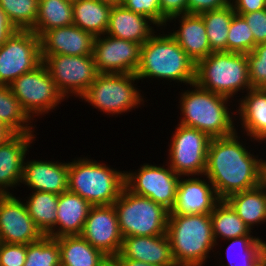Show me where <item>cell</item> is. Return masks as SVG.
<instances>
[{"label": "cell", "instance_id": "obj_1", "mask_svg": "<svg viewBox=\"0 0 266 266\" xmlns=\"http://www.w3.org/2000/svg\"><path fill=\"white\" fill-rule=\"evenodd\" d=\"M238 139L235 132L212 138L209 143L204 176L212 183L220 200L261 184L264 160L248 152Z\"/></svg>", "mask_w": 266, "mask_h": 266}, {"label": "cell", "instance_id": "obj_2", "mask_svg": "<svg viewBox=\"0 0 266 266\" xmlns=\"http://www.w3.org/2000/svg\"><path fill=\"white\" fill-rule=\"evenodd\" d=\"M196 63L170 35L153 34L140 47L137 78L167 79L191 85L195 82Z\"/></svg>", "mask_w": 266, "mask_h": 266}, {"label": "cell", "instance_id": "obj_3", "mask_svg": "<svg viewBox=\"0 0 266 266\" xmlns=\"http://www.w3.org/2000/svg\"><path fill=\"white\" fill-rule=\"evenodd\" d=\"M192 91H184L180 100L181 125L196 128L211 139L234 134V120L227 107L228 97L201 88L195 82Z\"/></svg>", "mask_w": 266, "mask_h": 266}, {"label": "cell", "instance_id": "obj_4", "mask_svg": "<svg viewBox=\"0 0 266 266\" xmlns=\"http://www.w3.org/2000/svg\"><path fill=\"white\" fill-rule=\"evenodd\" d=\"M166 234L173 258L179 264L202 266L216 245L210 213L169 214Z\"/></svg>", "mask_w": 266, "mask_h": 266}, {"label": "cell", "instance_id": "obj_5", "mask_svg": "<svg viewBox=\"0 0 266 266\" xmlns=\"http://www.w3.org/2000/svg\"><path fill=\"white\" fill-rule=\"evenodd\" d=\"M125 186V171H116L88 158L69 162L68 191L92 206L112 205Z\"/></svg>", "mask_w": 266, "mask_h": 266}, {"label": "cell", "instance_id": "obj_6", "mask_svg": "<svg viewBox=\"0 0 266 266\" xmlns=\"http://www.w3.org/2000/svg\"><path fill=\"white\" fill-rule=\"evenodd\" d=\"M195 83L228 98L252 86L248 76L247 54L228 51L212 52L196 63Z\"/></svg>", "mask_w": 266, "mask_h": 266}, {"label": "cell", "instance_id": "obj_7", "mask_svg": "<svg viewBox=\"0 0 266 266\" xmlns=\"http://www.w3.org/2000/svg\"><path fill=\"white\" fill-rule=\"evenodd\" d=\"M122 237L166 234L169 210L126 186L113 204Z\"/></svg>", "mask_w": 266, "mask_h": 266}, {"label": "cell", "instance_id": "obj_8", "mask_svg": "<svg viewBox=\"0 0 266 266\" xmlns=\"http://www.w3.org/2000/svg\"><path fill=\"white\" fill-rule=\"evenodd\" d=\"M135 80H139L135 73H98L80 98L109 115L121 114L143 101L140 92L133 86Z\"/></svg>", "mask_w": 266, "mask_h": 266}, {"label": "cell", "instance_id": "obj_9", "mask_svg": "<svg viewBox=\"0 0 266 266\" xmlns=\"http://www.w3.org/2000/svg\"><path fill=\"white\" fill-rule=\"evenodd\" d=\"M8 86L30 119L34 114L38 116L54 110L65 99L43 62Z\"/></svg>", "mask_w": 266, "mask_h": 266}, {"label": "cell", "instance_id": "obj_10", "mask_svg": "<svg viewBox=\"0 0 266 266\" xmlns=\"http://www.w3.org/2000/svg\"><path fill=\"white\" fill-rule=\"evenodd\" d=\"M169 149V164L179 176L203 175L206 170L208 147L211 138L197 130L177 125Z\"/></svg>", "mask_w": 266, "mask_h": 266}, {"label": "cell", "instance_id": "obj_11", "mask_svg": "<svg viewBox=\"0 0 266 266\" xmlns=\"http://www.w3.org/2000/svg\"><path fill=\"white\" fill-rule=\"evenodd\" d=\"M41 59L64 98L69 93L80 98L98 74L93 55H41Z\"/></svg>", "mask_w": 266, "mask_h": 266}, {"label": "cell", "instance_id": "obj_12", "mask_svg": "<svg viewBox=\"0 0 266 266\" xmlns=\"http://www.w3.org/2000/svg\"><path fill=\"white\" fill-rule=\"evenodd\" d=\"M42 62L40 37L31 30H15L0 47V85H9Z\"/></svg>", "mask_w": 266, "mask_h": 266}, {"label": "cell", "instance_id": "obj_13", "mask_svg": "<svg viewBox=\"0 0 266 266\" xmlns=\"http://www.w3.org/2000/svg\"><path fill=\"white\" fill-rule=\"evenodd\" d=\"M181 176L169 166L144 164L138 172H125V186L133 193L145 196L171 211L176 202Z\"/></svg>", "mask_w": 266, "mask_h": 266}, {"label": "cell", "instance_id": "obj_14", "mask_svg": "<svg viewBox=\"0 0 266 266\" xmlns=\"http://www.w3.org/2000/svg\"><path fill=\"white\" fill-rule=\"evenodd\" d=\"M95 37L93 58L98 73H136L140 64L137 42L111 37Z\"/></svg>", "mask_w": 266, "mask_h": 266}, {"label": "cell", "instance_id": "obj_15", "mask_svg": "<svg viewBox=\"0 0 266 266\" xmlns=\"http://www.w3.org/2000/svg\"><path fill=\"white\" fill-rule=\"evenodd\" d=\"M13 194H0V242L26 244L44 234L29 216L25 203Z\"/></svg>", "mask_w": 266, "mask_h": 266}, {"label": "cell", "instance_id": "obj_16", "mask_svg": "<svg viewBox=\"0 0 266 266\" xmlns=\"http://www.w3.org/2000/svg\"><path fill=\"white\" fill-rule=\"evenodd\" d=\"M81 236L105 255H118L123 237L113 204L91 206Z\"/></svg>", "mask_w": 266, "mask_h": 266}, {"label": "cell", "instance_id": "obj_17", "mask_svg": "<svg viewBox=\"0 0 266 266\" xmlns=\"http://www.w3.org/2000/svg\"><path fill=\"white\" fill-rule=\"evenodd\" d=\"M94 40L92 34L74 24L53 28L40 37L41 55H92Z\"/></svg>", "mask_w": 266, "mask_h": 266}, {"label": "cell", "instance_id": "obj_18", "mask_svg": "<svg viewBox=\"0 0 266 266\" xmlns=\"http://www.w3.org/2000/svg\"><path fill=\"white\" fill-rule=\"evenodd\" d=\"M179 179L176 202L169 214H209L220 201L212 183L199 178Z\"/></svg>", "mask_w": 266, "mask_h": 266}, {"label": "cell", "instance_id": "obj_19", "mask_svg": "<svg viewBox=\"0 0 266 266\" xmlns=\"http://www.w3.org/2000/svg\"><path fill=\"white\" fill-rule=\"evenodd\" d=\"M118 256L120 259L139 260L157 266L176 263L167 234L123 237Z\"/></svg>", "mask_w": 266, "mask_h": 266}, {"label": "cell", "instance_id": "obj_20", "mask_svg": "<svg viewBox=\"0 0 266 266\" xmlns=\"http://www.w3.org/2000/svg\"><path fill=\"white\" fill-rule=\"evenodd\" d=\"M69 163L51 161H24L21 183L34 191L60 195L68 191Z\"/></svg>", "mask_w": 266, "mask_h": 266}, {"label": "cell", "instance_id": "obj_21", "mask_svg": "<svg viewBox=\"0 0 266 266\" xmlns=\"http://www.w3.org/2000/svg\"><path fill=\"white\" fill-rule=\"evenodd\" d=\"M34 136L33 134H14L0 145V194H10L8 187L21 183L25 155Z\"/></svg>", "mask_w": 266, "mask_h": 266}, {"label": "cell", "instance_id": "obj_22", "mask_svg": "<svg viewBox=\"0 0 266 266\" xmlns=\"http://www.w3.org/2000/svg\"><path fill=\"white\" fill-rule=\"evenodd\" d=\"M155 23L124 5L112 6L106 34L143 45L154 33Z\"/></svg>", "mask_w": 266, "mask_h": 266}, {"label": "cell", "instance_id": "obj_23", "mask_svg": "<svg viewBox=\"0 0 266 266\" xmlns=\"http://www.w3.org/2000/svg\"><path fill=\"white\" fill-rule=\"evenodd\" d=\"M181 17V18H180ZM180 18V28L170 35L177 41L184 52L197 63L212 53L206 26L199 14H182L171 17L168 21Z\"/></svg>", "mask_w": 266, "mask_h": 266}, {"label": "cell", "instance_id": "obj_24", "mask_svg": "<svg viewBox=\"0 0 266 266\" xmlns=\"http://www.w3.org/2000/svg\"><path fill=\"white\" fill-rule=\"evenodd\" d=\"M91 206L87 200L78 194L70 191L61 193L56 209L55 238L66 235H81Z\"/></svg>", "mask_w": 266, "mask_h": 266}, {"label": "cell", "instance_id": "obj_25", "mask_svg": "<svg viewBox=\"0 0 266 266\" xmlns=\"http://www.w3.org/2000/svg\"><path fill=\"white\" fill-rule=\"evenodd\" d=\"M239 104L237 112L247 135L256 141H266V89H250Z\"/></svg>", "mask_w": 266, "mask_h": 266}, {"label": "cell", "instance_id": "obj_26", "mask_svg": "<svg viewBox=\"0 0 266 266\" xmlns=\"http://www.w3.org/2000/svg\"><path fill=\"white\" fill-rule=\"evenodd\" d=\"M112 6L99 0H73V24L94 37L104 36Z\"/></svg>", "mask_w": 266, "mask_h": 266}, {"label": "cell", "instance_id": "obj_27", "mask_svg": "<svg viewBox=\"0 0 266 266\" xmlns=\"http://www.w3.org/2000/svg\"><path fill=\"white\" fill-rule=\"evenodd\" d=\"M226 201L250 230L255 224L266 222V190L261 184L234 193Z\"/></svg>", "mask_w": 266, "mask_h": 266}, {"label": "cell", "instance_id": "obj_28", "mask_svg": "<svg viewBox=\"0 0 266 266\" xmlns=\"http://www.w3.org/2000/svg\"><path fill=\"white\" fill-rule=\"evenodd\" d=\"M55 239L59 244L61 266H99L106 256L81 235H66Z\"/></svg>", "mask_w": 266, "mask_h": 266}, {"label": "cell", "instance_id": "obj_29", "mask_svg": "<svg viewBox=\"0 0 266 266\" xmlns=\"http://www.w3.org/2000/svg\"><path fill=\"white\" fill-rule=\"evenodd\" d=\"M58 197V194L52 192L33 191L25 203L36 226L44 235L52 238H55Z\"/></svg>", "mask_w": 266, "mask_h": 266}, {"label": "cell", "instance_id": "obj_30", "mask_svg": "<svg viewBox=\"0 0 266 266\" xmlns=\"http://www.w3.org/2000/svg\"><path fill=\"white\" fill-rule=\"evenodd\" d=\"M73 0H39L35 26L31 29L41 37L53 28L73 24Z\"/></svg>", "mask_w": 266, "mask_h": 266}, {"label": "cell", "instance_id": "obj_31", "mask_svg": "<svg viewBox=\"0 0 266 266\" xmlns=\"http://www.w3.org/2000/svg\"><path fill=\"white\" fill-rule=\"evenodd\" d=\"M229 240L230 245H228L226 250L229 264L226 266H263L266 264V242L253 236H242ZM236 251L237 253H234ZM238 259L239 262L237 261Z\"/></svg>", "mask_w": 266, "mask_h": 266}, {"label": "cell", "instance_id": "obj_32", "mask_svg": "<svg viewBox=\"0 0 266 266\" xmlns=\"http://www.w3.org/2000/svg\"><path fill=\"white\" fill-rule=\"evenodd\" d=\"M210 215L216 245V240L219 237L228 240L242 236H251L252 231L239 218L236 211L226 200H220Z\"/></svg>", "mask_w": 266, "mask_h": 266}, {"label": "cell", "instance_id": "obj_33", "mask_svg": "<svg viewBox=\"0 0 266 266\" xmlns=\"http://www.w3.org/2000/svg\"><path fill=\"white\" fill-rule=\"evenodd\" d=\"M235 14L231 5L199 14L205 23L208 42L212 52L227 51L228 31Z\"/></svg>", "mask_w": 266, "mask_h": 266}, {"label": "cell", "instance_id": "obj_34", "mask_svg": "<svg viewBox=\"0 0 266 266\" xmlns=\"http://www.w3.org/2000/svg\"><path fill=\"white\" fill-rule=\"evenodd\" d=\"M0 121L15 134H34V127L29 125L32 123L30 117L24 112L8 85H0Z\"/></svg>", "mask_w": 266, "mask_h": 266}, {"label": "cell", "instance_id": "obj_35", "mask_svg": "<svg viewBox=\"0 0 266 266\" xmlns=\"http://www.w3.org/2000/svg\"><path fill=\"white\" fill-rule=\"evenodd\" d=\"M39 0H0V7L17 30H31L36 23Z\"/></svg>", "mask_w": 266, "mask_h": 266}, {"label": "cell", "instance_id": "obj_36", "mask_svg": "<svg viewBox=\"0 0 266 266\" xmlns=\"http://www.w3.org/2000/svg\"><path fill=\"white\" fill-rule=\"evenodd\" d=\"M24 266H61L58 241L44 235L38 241L29 243Z\"/></svg>", "mask_w": 266, "mask_h": 266}, {"label": "cell", "instance_id": "obj_37", "mask_svg": "<svg viewBox=\"0 0 266 266\" xmlns=\"http://www.w3.org/2000/svg\"><path fill=\"white\" fill-rule=\"evenodd\" d=\"M256 45L247 22L240 15L235 14L228 31L227 51L248 54Z\"/></svg>", "mask_w": 266, "mask_h": 266}, {"label": "cell", "instance_id": "obj_38", "mask_svg": "<svg viewBox=\"0 0 266 266\" xmlns=\"http://www.w3.org/2000/svg\"><path fill=\"white\" fill-rule=\"evenodd\" d=\"M248 76L252 88L266 89V42L247 54Z\"/></svg>", "mask_w": 266, "mask_h": 266}, {"label": "cell", "instance_id": "obj_39", "mask_svg": "<svg viewBox=\"0 0 266 266\" xmlns=\"http://www.w3.org/2000/svg\"><path fill=\"white\" fill-rule=\"evenodd\" d=\"M123 5L131 11L151 19L157 27L168 22L160 12V0H124Z\"/></svg>", "mask_w": 266, "mask_h": 266}, {"label": "cell", "instance_id": "obj_40", "mask_svg": "<svg viewBox=\"0 0 266 266\" xmlns=\"http://www.w3.org/2000/svg\"><path fill=\"white\" fill-rule=\"evenodd\" d=\"M26 255V244L0 242V266H24Z\"/></svg>", "mask_w": 266, "mask_h": 266}, {"label": "cell", "instance_id": "obj_41", "mask_svg": "<svg viewBox=\"0 0 266 266\" xmlns=\"http://www.w3.org/2000/svg\"><path fill=\"white\" fill-rule=\"evenodd\" d=\"M248 24L256 44L266 42V8L251 13H236Z\"/></svg>", "mask_w": 266, "mask_h": 266}, {"label": "cell", "instance_id": "obj_42", "mask_svg": "<svg viewBox=\"0 0 266 266\" xmlns=\"http://www.w3.org/2000/svg\"><path fill=\"white\" fill-rule=\"evenodd\" d=\"M231 0H187V14H201L229 6Z\"/></svg>", "mask_w": 266, "mask_h": 266}, {"label": "cell", "instance_id": "obj_43", "mask_svg": "<svg viewBox=\"0 0 266 266\" xmlns=\"http://www.w3.org/2000/svg\"><path fill=\"white\" fill-rule=\"evenodd\" d=\"M160 12L167 21L173 16L187 14V0H160Z\"/></svg>", "mask_w": 266, "mask_h": 266}, {"label": "cell", "instance_id": "obj_44", "mask_svg": "<svg viewBox=\"0 0 266 266\" xmlns=\"http://www.w3.org/2000/svg\"><path fill=\"white\" fill-rule=\"evenodd\" d=\"M231 2L230 5L235 13H251L266 8L264 0H231Z\"/></svg>", "mask_w": 266, "mask_h": 266}, {"label": "cell", "instance_id": "obj_45", "mask_svg": "<svg viewBox=\"0 0 266 266\" xmlns=\"http://www.w3.org/2000/svg\"><path fill=\"white\" fill-rule=\"evenodd\" d=\"M17 30L7 19L3 9L0 7V47L7 41V39Z\"/></svg>", "mask_w": 266, "mask_h": 266}, {"label": "cell", "instance_id": "obj_46", "mask_svg": "<svg viewBox=\"0 0 266 266\" xmlns=\"http://www.w3.org/2000/svg\"><path fill=\"white\" fill-rule=\"evenodd\" d=\"M15 133L2 121H0V145L10 139Z\"/></svg>", "mask_w": 266, "mask_h": 266}, {"label": "cell", "instance_id": "obj_47", "mask_svg": "<svg viewBox=\"0 0 266 266\" xmlns=\"http://www.w3.org/2000/svg\"><path fill=\"white\" fill-rule=\"evenodd\" d=\"M99 266H122L118 255H106Z\"/></svg>", "mask_w": 266, "mask_h": 266}, {"label": "cell", "instance_id": "obj_48", "mask_svg": "<svg viewBox=\"0 0 266 266\" xmlns=\"http://www.w3.org/2000/svg\"><path fill=\"white\" fill-rule=\"evenodd\" d=\"M122 266H157L153 264H148L145 262H141L139 260H132V259H120Z\"/></svg>", "mask_w": 266, "mask_h": 266}, {"label": "cell", "instance_id": "obj_49", "mask_svg": "<svg viewBox=\"0 0 266 266\" xmlns=\"http://www.w3.org/2000/svg\"><path fill=\"white\" fill-rule=\"evenodd\" d=\"M261 185L266 190V160H264L262 171H261Z\"/></svg>", "mask_w": 266, "mask_h": 266}, {"label": "cell", "instance_id": "obj_50", "mask_svg": "<svg viewBox=\"0 0 266 266\" xmlns=\"http://www.w3.org/2000/svg\"><path fill=\"white\" fill-rule=\"evenodd\" d=\"M103 3L109 4L111 6L123 5L124 0H99Z\"/></svg>", "mask_w": 266, "mask_h": 266}, {"label": "cell", "instance_id": "obj_51", "mask_svg": "<svg viewBox=\"0 0 266 266\" xmlns=\"http://www.w3.org/2000/svg\"><path fill=\"white\" fill-rule=\"evenodd\" d=\"M171 266H201V265H195V264H179V263H175L174 265Z\"/></svg>", "mask_w": 266, "mask_h": 266}]
</instances>
